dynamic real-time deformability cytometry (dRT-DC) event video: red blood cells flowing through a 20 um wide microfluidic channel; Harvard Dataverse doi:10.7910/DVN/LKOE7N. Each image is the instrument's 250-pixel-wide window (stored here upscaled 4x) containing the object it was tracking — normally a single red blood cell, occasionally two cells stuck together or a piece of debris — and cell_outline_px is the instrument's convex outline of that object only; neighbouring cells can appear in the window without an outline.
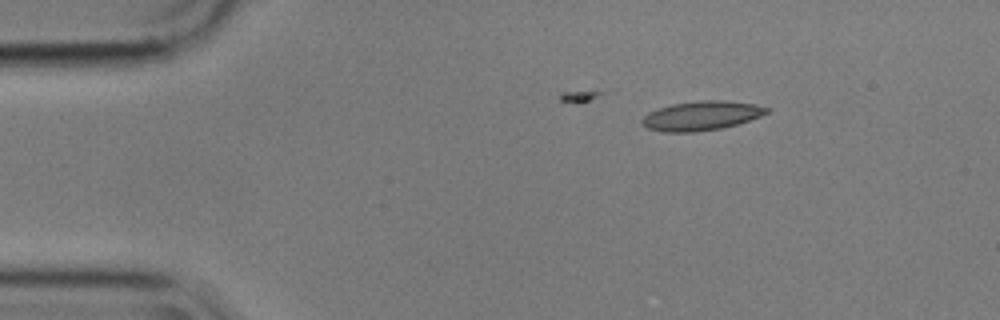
{"species": "common noctule bat (a hibernating species)", "species_latin": "Nyctalus noctula", "temperature_condition": "cold", "stored_images_in_passage": 19, "camera_frame_rate_fps": 3000, "um_per_image_px": 0.085, "animal": {"sex": "male", "body_mass_g": 17.9}, "frame": {"image": 1, "passage_image": 1, "time_ms": 0.0, "image_size_px": [1000, 320], "cell_outline_px": [[768, 112], [760, 116], [736, 124], [720, 128], [696, 132], [664, 132], [648, 128], [640, 124], [640, 120], [648, 112], [672, 104], [700, 100], [724, 100], [756, 104], [768, 108]], "centroid_in_image_um": [59.58, 9.83], "position_along_channel_um": 25.4, "area_um2": 21.15}}